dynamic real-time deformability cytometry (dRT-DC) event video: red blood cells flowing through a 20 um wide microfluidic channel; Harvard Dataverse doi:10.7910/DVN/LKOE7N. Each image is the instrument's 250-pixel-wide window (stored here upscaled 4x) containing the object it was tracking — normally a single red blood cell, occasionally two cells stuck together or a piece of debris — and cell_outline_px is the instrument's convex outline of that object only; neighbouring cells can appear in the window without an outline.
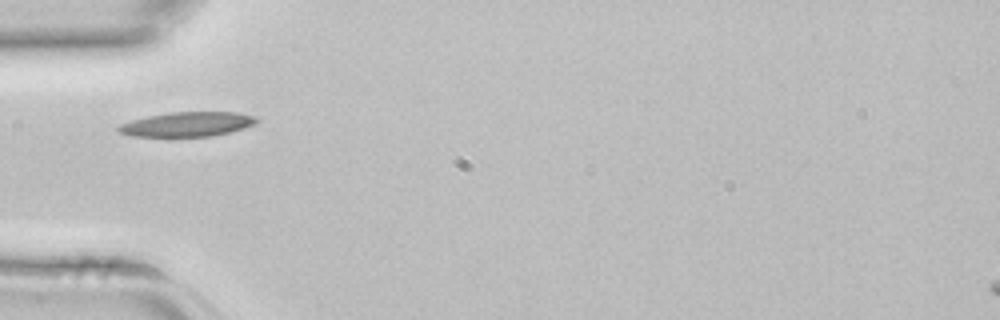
{"species": "common noctule bat (a hibernating species)", "species_latin": "Nyctalus noctula", "temperature_condition": "room temperature", "stored_images_in_passage": 4, "camera_frame_rate_fps": 3000, "um_per_image_px": 0.085, "animal": {"sex": "female", "body_mass_g": 22.7, "forearm_length_mm": 54.2}, "frame": {"image": 1, "passage_image": 4, "time_ms": 1.0, "image_size_px": [1000, 320], "cell_outline_px": [[260, 120], [256, 124], [232, 132], [212, 136], [132, 136], [120, 132], [116, 128], [120, 124], [132, 120], [148, 116], [168, 112], [236, 112], [256, 116]], "centroid_in_image_um": [15.98, 10.55], "position_along_channel_um": 69.0, "area_um2": 19.83}}